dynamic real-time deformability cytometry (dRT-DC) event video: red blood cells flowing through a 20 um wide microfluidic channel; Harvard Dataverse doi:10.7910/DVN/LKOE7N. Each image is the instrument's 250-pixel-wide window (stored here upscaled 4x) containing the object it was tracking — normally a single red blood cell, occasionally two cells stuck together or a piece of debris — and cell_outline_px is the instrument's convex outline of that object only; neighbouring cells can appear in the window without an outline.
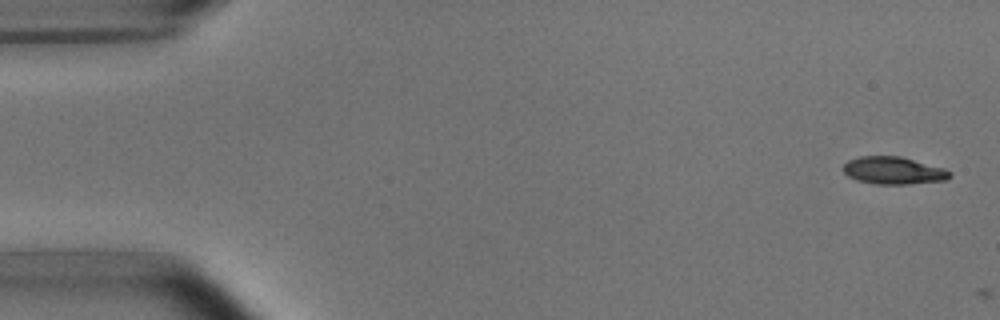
{"species": "common noctule bat (a hibernating species)", "species_latin": "Nyctalus noctula", "temperature_condition": "room temperature", "stored_images_in_passage": 2, "camera_frame_rate_fps": 3000, "um_per_image_px": 0.085, "animal": {"sex": "male", "body_mass_g": 15.6}, "frame": {"image": 1, "passage_image": 1, "time_ms": 0.0, "image_size_px": [1000, 320], "cell_outline_px": [[952, 176], [948, 180], [908, 184], [876, 184], [856, 180], [848, 176], [844, 172], [844, 164], [848, 160], [860, 156], [900, 156], [944, 168], [952, 172]], "centroid_in_image_um": [75.97, 14.5], "position_along_channel_um": 9.0, "area_um2": 17.11}}